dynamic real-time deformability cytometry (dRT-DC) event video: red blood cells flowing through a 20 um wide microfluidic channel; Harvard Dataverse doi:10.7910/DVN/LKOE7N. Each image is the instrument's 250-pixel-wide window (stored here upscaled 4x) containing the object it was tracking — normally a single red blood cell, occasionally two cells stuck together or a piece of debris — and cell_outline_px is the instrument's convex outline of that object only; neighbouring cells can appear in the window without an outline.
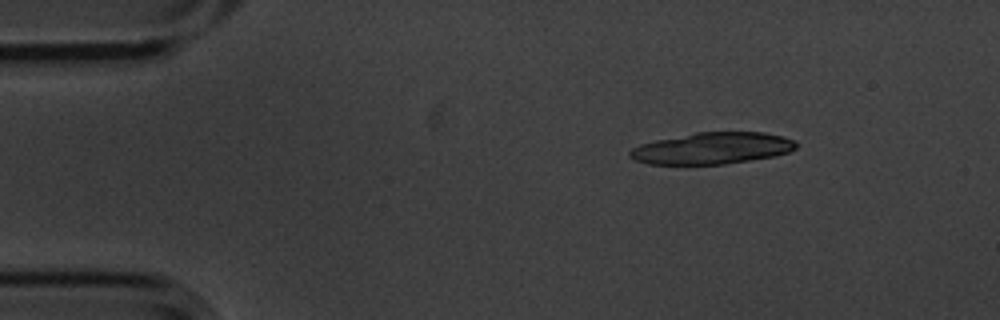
{"species": "common noctule bat (a hibernating species)", "species_latin": "Nyctalus noctula", "temperature_condition": "cold", "stored_images_in_passage": 7, "camera_frame_rate_fps": 3000, "um_per_image_px": 0.085, "animal": {"sex": "male", "body_mass_g": 20.1, "forearm_length_mm": 53.5}, "frame": {"image": 1, "passage_image": 3, "time_ms": 0.667, "image_size_px": [1000, 320], "cell_outline_px": [[796, 148], [788, 152], [776, 156], [724, 164], [648, 164], [636, 160], [628, 156], [628, 152], [632, 148], [640, 144], [656, 140], [696, 132], [764, 132], [784, 136], [796, 140]], "centroid_in_image_um": [60.56, 12.6], "position_along_channel_um": 24.4, "area_um2": 30.69}}
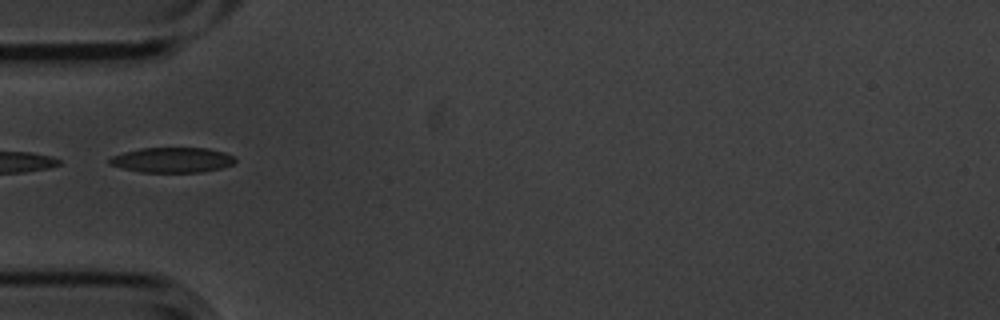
{"frame": {"image": 2, "passage_image": 6, "time_ms": 1.667, "image_size_px": [1000, 320], "cell_outline_px": [[236, 160], [232, 164], [220, 168], [200, 172], [140, 172], [108, 164], [108, 156], [140, 148], [208, 148], [224, 152], [236, 156]], "centroid_in_image_um": [14.62, 13.59], "position_along_channel_um": 70.4, "area_um2": 18.5}}
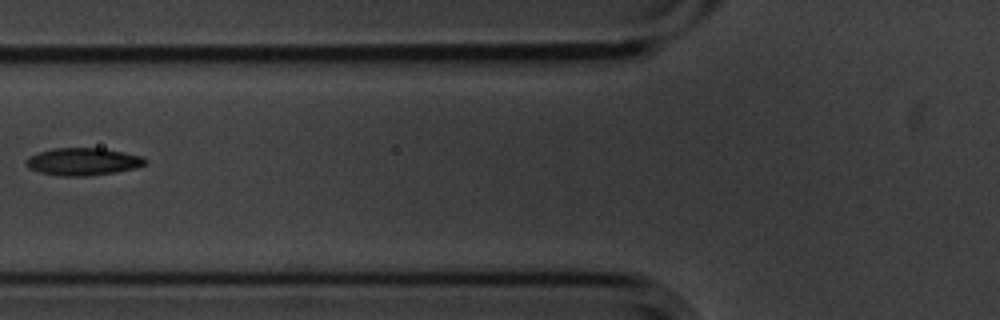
{"frame": {"image": 3, "passage_image": 7, "time_ms": 2.0, "image_size_px": [1000, 320], "cell_outline_px": [[148, 160], [144, 164], [136, 168], [116, 172], [88, 176], [64, 176], [40, 172], [28, 168], [24, 164], [28, 156], [52, 148], [104, 148], [144, 156]], "centroid_in_image_um": [7.07, 13.73], "position_along_channel_um": 118.7, "area_um2": 19.19}}